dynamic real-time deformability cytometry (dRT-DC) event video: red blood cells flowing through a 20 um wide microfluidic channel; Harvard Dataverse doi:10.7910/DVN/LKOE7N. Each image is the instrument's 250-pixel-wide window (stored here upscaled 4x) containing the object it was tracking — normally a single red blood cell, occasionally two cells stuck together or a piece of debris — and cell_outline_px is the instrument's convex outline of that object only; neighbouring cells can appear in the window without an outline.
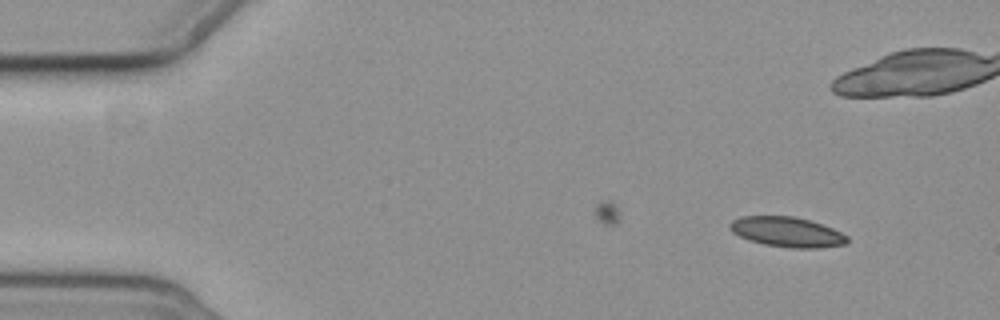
{"species": "common noctule bat (a hibernating species)", "species_latin": "Nyctalus noctula", "temperature_condition": "cold", "stored_images_in_passage": 5, "camera_frame_rate_fps": 3000, "um_per_image_px": 0.085, "animal": {"sex": "female", "body_mass_g": 19.3, "forearm_length_mm": 54.1}, "frame": {"image": 1, "passage_image": 1, "time_ms": 0.0, "image_size_px": [1000, 320], "cell_outline_px": [[848, 240], [844, 244], [820, 248], [792, 248], [764, 244], [748, 240], [732, 232], [728, 228], [728, 224], [732, 220], [740, 216], [792, 216], [808, 220], [832, 228], [848, 236]], "centroid_in_image_um": [66.85, 19.71], "position_along_channel_um": 18.2, "area_um2": 20.46}}